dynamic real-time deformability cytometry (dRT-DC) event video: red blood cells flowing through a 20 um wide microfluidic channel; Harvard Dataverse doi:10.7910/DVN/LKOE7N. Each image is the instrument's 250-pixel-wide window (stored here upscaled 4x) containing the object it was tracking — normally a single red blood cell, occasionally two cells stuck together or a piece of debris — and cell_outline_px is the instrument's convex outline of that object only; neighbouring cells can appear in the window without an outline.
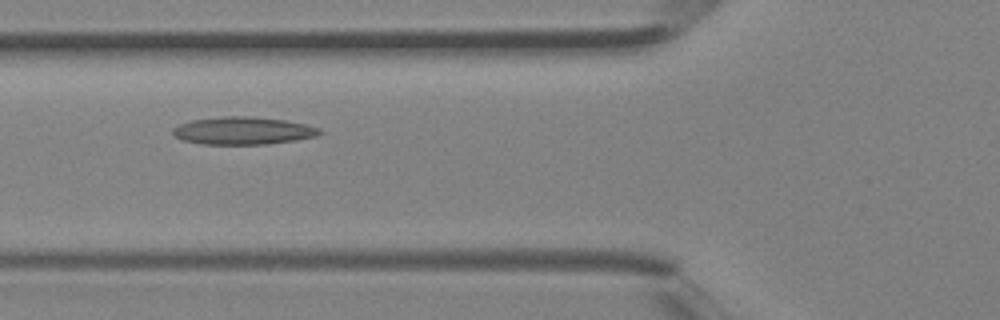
{"species": "Egyptian fruit bat (a non-hibernating species)", "species_latin": "Rousettus aegyptiacus", "temperature_condition": "room temperature", "stored_images_in_passage": 34, "camera_frame_rate_fps": 3000, "um_per_image_px": 0.085, "animal": {"sex": "female"}, "frame": {"image": 1, "passage_image": 9, "time_ms": 2.667, "image_size_px": [1000, 320], "cell_outline_px": [[324, 132], [316, 136], [296, 140], [268, 144], [200, 144], [184, 140], [176, 136], [172, 132], [172, 128], [180, 124], [192, 120], [220, 116], [252, 116], [284, 120], [304, 124], [320, 128]], "centroid_in_image_um": [20.67, 11.11], "position_along_channel_um": 105.1, "area_um2": 23.64}}
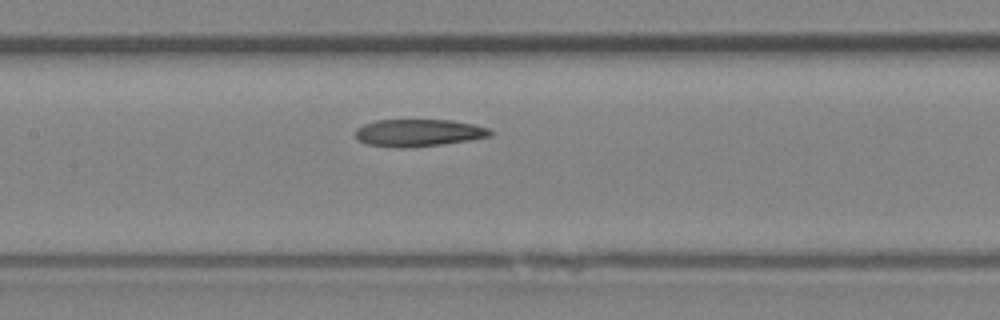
{"frame": {"image": 2, "passage_image": 13, "time_ms": 4.0, "image_size_px": [1000, 320], "cell_outline_px": [[492, 136], [468, 140], [440, 144], [404, 148], [396, 148], [368, 144], [360, 140], [356, 136], [356, 128], [364, 124], [376, 120], [452, 120], [492, 128]], "centroid_in_image_um": [35.6, 11.28], "position_along_channel_um": 171.8, "area_um2": 21.33}}
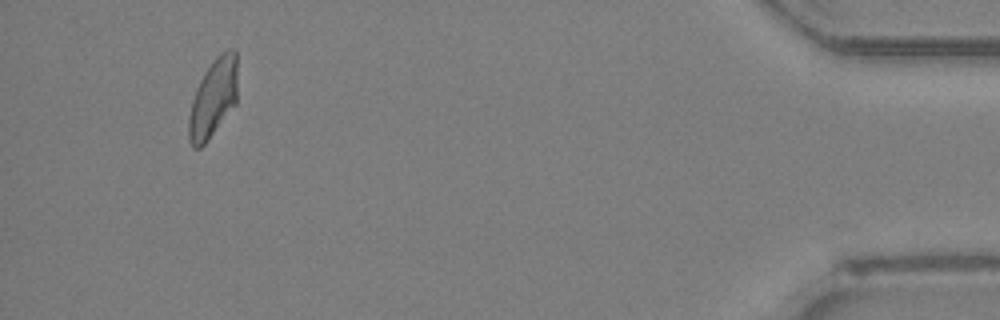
{"frame": {"image": 3, "passage_image": 32, "time_ms": 10.333, "image_size_px": [1000, 320], "cell_outline_px": [[236, 104], [208, 140], [200, 148], [192, 148], [188, 140], [188, 116], [192, 100], [196, 88], [204, 72], [216, 56], [220, 52], [228, 48], [232, 48], [236, 52]], "centroid_in_image_um": [18.1, 8.35], "position_along_channel_um": 417.1, "area_um2": 22.43}}